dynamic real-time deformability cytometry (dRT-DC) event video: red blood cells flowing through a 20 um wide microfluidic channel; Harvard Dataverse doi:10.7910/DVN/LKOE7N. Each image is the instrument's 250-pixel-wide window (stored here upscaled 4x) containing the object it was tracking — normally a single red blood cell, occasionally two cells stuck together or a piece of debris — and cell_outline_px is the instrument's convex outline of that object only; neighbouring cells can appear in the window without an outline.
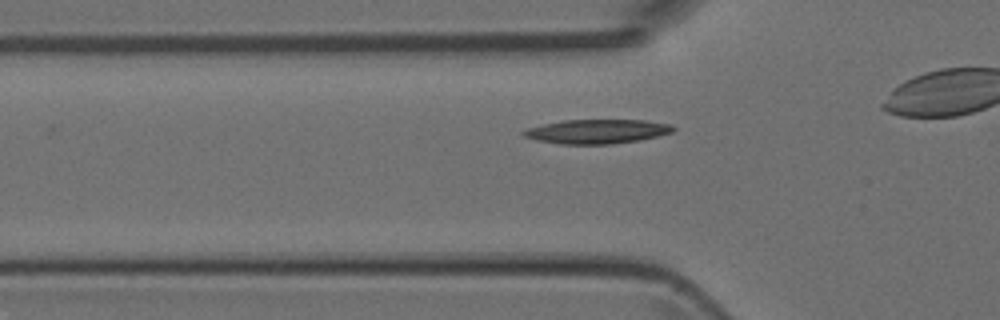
{"species": "Egyptian fruit bat (a non-hibernating species)", "species_latin": "Rousettus aegyptiacus", "temperature_condition": "room temperature", "stored_images_in_passage": 27, "camera_frame_rate_fps": 3000, "um_per_image_px": 0.085, "animal": {"sex": "female"}, "frame": {"image": 1, "passage_image": 5, "time_ms": 1.333, "image_size_px": [1000, 320], "cell_outline_px": [[676, 128], [672, 132], [640, 140], [612, 144], [560, 144], [536, 140], [524, 136], [520, 132], [528, 128], [544, 124], [564, 120], [644, 120], [672, 124]], "centroid_in_image_um": [50.75, 11.17], "position_along_channel_um": 75.0, "area_um2": 21.1}}
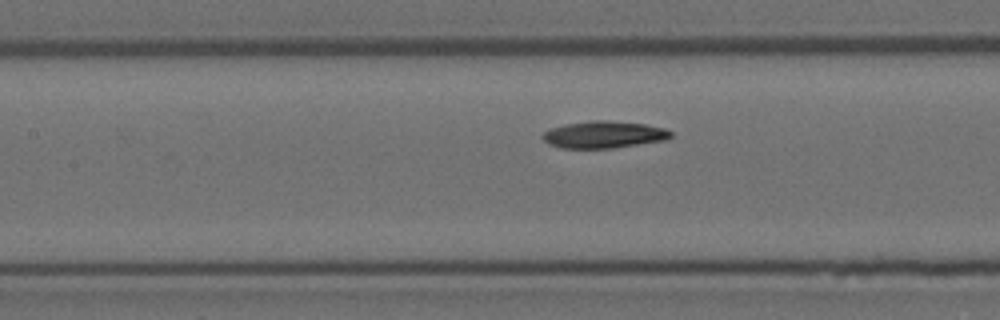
{"frame": {"image": 2, "passage_image": 11, "time_ms": 3.333, "image_size_px": [1000, 320], "cell_outline_px": [[672, 136], [668, 140], [612, 148], [560, 148], [548, 144], [540, 136], [544, 132], [552, 128], [564, 124], [592, 120], [604, 120], [644, 124], [664, 128], [672, 132]], "centroid_in_image_um": [51.32, 11.45], "position_along_channel_um": 156.1, "area_um2": 20.23}}
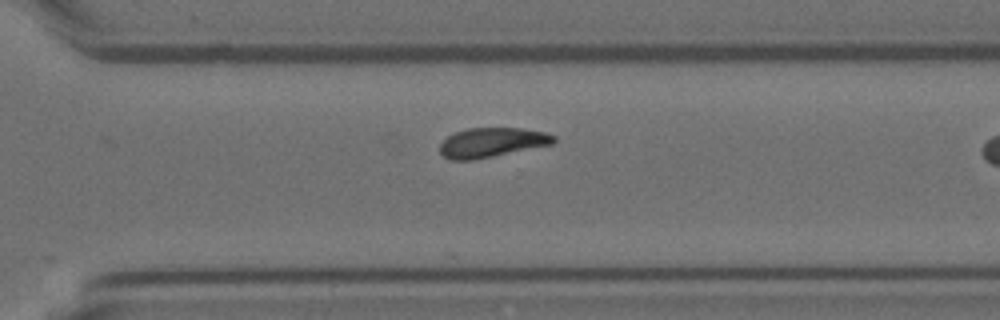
{"frame": {"image": 3, "passage_image": 24, "time_ms": 7.667, "image_size_px": [1000, 320], "cell_outline_px": [[556, 140], [552, 144], [472, 160], [452, 160], [444, 156], [440, 152], [440, 144], [448, 136], [456, 132], [468, 128], [520, 128], [544, 132], [556, 136]], "centroid_in_image_um": [41.8, 12.1], "position_along_channel_um": 328.8, "area_um2": 19.31}}